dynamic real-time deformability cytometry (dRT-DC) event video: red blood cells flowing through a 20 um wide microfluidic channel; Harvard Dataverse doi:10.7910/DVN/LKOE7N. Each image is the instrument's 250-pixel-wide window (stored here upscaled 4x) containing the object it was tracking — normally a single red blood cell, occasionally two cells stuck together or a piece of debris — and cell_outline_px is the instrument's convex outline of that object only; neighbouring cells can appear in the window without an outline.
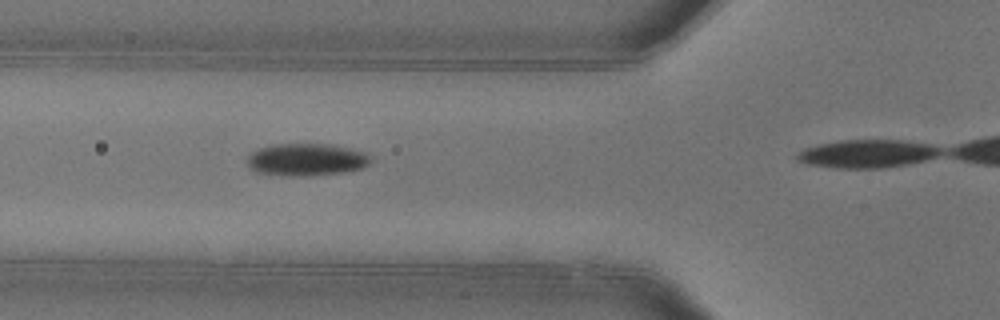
{"species": "common noctule bat (a hibernating species)", "species_latin": "Nyctalus noctula", "temperature_condition": "warm", "stored_images_in_passage": 4, "camera_frame_rate_fps": 3000, "um_per_image_px": 0.085, "animal": {"sex": "female"}, "frame": {"image": 1, "passage_image": 3, "time_ms": 0.667, "image_size_px": [1000, 320], "cell_outline_px": [[372, 160], [368, 164], [360, 168], [340, 172], [308, 176], [288, 176], [256, 172], [248, 168], [248, 156], [252, 152], [260, 148], [272, 144], [328, 144], [368, 152], [372, 156]], "centroid_in_image_um": [26.04, 13.56], "position_along_channel_um": 99.8, "area_um2": 23.29}}